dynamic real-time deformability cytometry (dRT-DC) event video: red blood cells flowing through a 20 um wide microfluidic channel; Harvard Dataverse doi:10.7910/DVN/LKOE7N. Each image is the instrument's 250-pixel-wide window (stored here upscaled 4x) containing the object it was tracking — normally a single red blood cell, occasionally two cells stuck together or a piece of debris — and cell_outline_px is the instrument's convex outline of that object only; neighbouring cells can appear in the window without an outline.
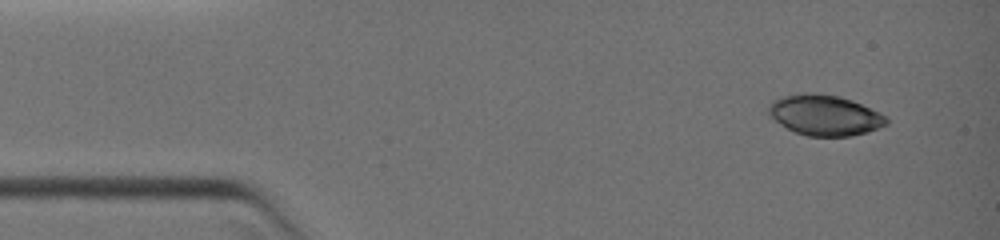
{"species": "common noctule bat (a hibernating species)", "species_latin": "Nyctalus noctula", "temperature_condition": "warm", "stored_images_in_passage": 9, "camera_frame_rate_fps": 3000, "um_per_image_px": 0.085, "animal": {"sex": "female", "body_mass_g": 19.0, "forearm_length_mm": 51.5}, "frame": {"image": 1, "passage_image": 1, "time_ms": 0.0, "image_size_px": [1000, 240], "cell_outline_px": [[888, 124], [868, 132], [852, 136], [808, 136], [796, 132], [780, 124], [768, 112], [768, 104], [784, 96], [808, 92], [812, 92], [840, 96], [852, 100], [880, 112], [888, 116]], "centroid_in_image_um": [70.16, 9.79], "position_along_channel_um": 14.8, "area_um2": 27.8}}
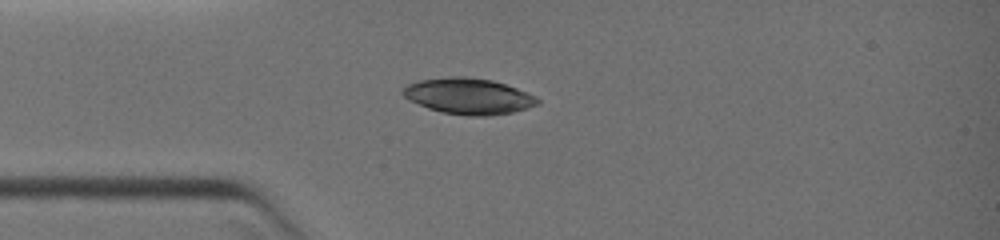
{"frame": {"image": 2, "passage_image": 8, "time_ms": 2.333, "image_size_px": [1000, 240], "cell_outline_px": [[540, 104], [528, 108], [512, 112], [488, 116], [468, 116], [444, 112], [428, 108], [408, 100], [400, 92], [408, 84], [420, 80], [452, 76], [468, 76], [492, 80], [516, 88], [536, 96], [540, 100]], "centroid_in_image_um": [39.83, 8.17], "position_along_channel_um": 45.2, "area_um2": 28.26}}